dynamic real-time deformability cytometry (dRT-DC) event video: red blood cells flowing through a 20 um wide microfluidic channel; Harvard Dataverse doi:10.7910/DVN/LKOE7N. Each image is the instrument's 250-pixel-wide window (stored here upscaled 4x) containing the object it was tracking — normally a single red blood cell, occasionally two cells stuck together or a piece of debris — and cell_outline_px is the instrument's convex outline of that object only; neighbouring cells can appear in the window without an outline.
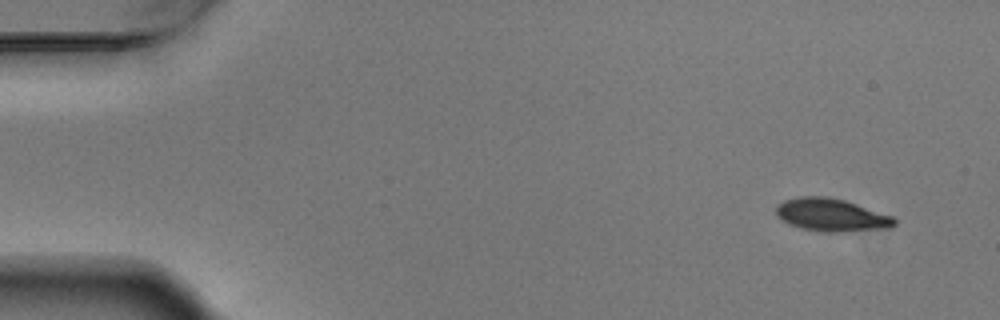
{"species": "Egyptian fruit bat (a non-hibernating species)", "species_latin": "Rousettus aegyptiacus", "temperature_condition": "warm", "stored_images_in_passage": 4, "camera_frame_rate_fps": 3000, "um_per_image_px": 0.085, "animal": {"sex": "male"}, "frame": {"image": 1, "passage_image": 1, "time_ms": 0.0, "image_size_px": [1000, 320], "cell_outline_px": [[896, 224], [892, 228], [844, 232], [824, 232], [804, 228], [788, 224], [780, 220], [776, 216], [776, 204], [784, 200], [800, 196], [828, 196], [844, 200], [892, 216], [896, 220]], "centroid_in_image_um": [70.65, 18.27], "position_along_channel_um": 14.4, "area_um2": 22.77}}
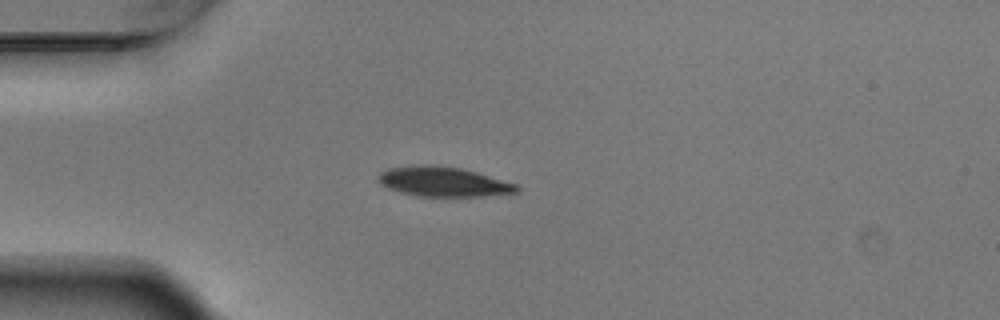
{"frame": {"image": 2, "passage_image": 4, "time_ms": 1.0, "image_size_px": [1000, 320], "cell_outline_px": [[520, 192], [480, 196], [420, 196], [400, 192], [388, 188], [380, 184], [376, 180], [380, 172], [388, 168], [412, 164], [428, 164], [460, 168], [476, 172], [516, 184], [520, 188]], "centroid_in_image_um": [37.63, 15.43], "position_along_channel_um": 47.4, "area_um2": 24.04}}